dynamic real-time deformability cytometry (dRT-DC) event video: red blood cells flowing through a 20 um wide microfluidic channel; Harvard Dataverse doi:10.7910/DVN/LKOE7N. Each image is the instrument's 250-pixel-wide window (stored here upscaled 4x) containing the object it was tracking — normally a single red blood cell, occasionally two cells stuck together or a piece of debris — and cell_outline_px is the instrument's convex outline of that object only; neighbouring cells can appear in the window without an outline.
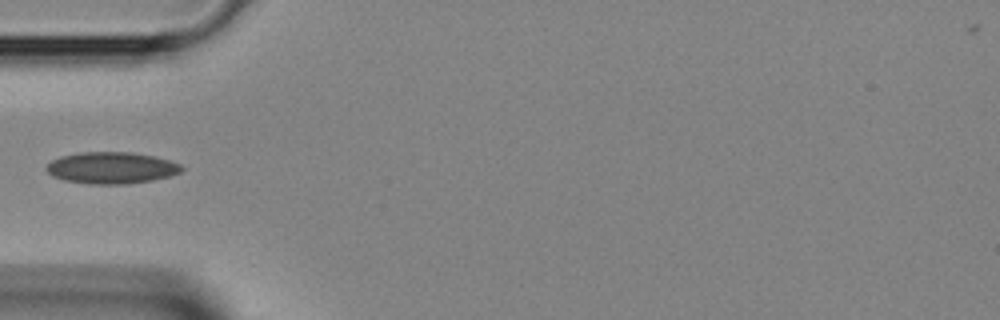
{"species": "Egyptian fruit bat (a non-hibernating species)", "species_latin": "Rousettus aegyptiacus", "temperature_condition": "room temperature", "stored_images_in_passage": 2, "camera_frame_rate_fps": 3000, "um_per_image_px": 0.085, "animal": {"sex": "female"}, "frame": {"image": 1, "passage_image": 2, "time_ms": 0.333, "image_size_px": [1000, 320], "cell_outline_px": [[184, 168], [180, 172], [168, 176], [152, 180], [124, 184], [88, 184], [64, 180], [52, 176], [44, 168], [52, 160], [60, 156], [84, 152], [132, 152], [156, 156], [180, 164]], "centroid_in_image_um": [9.46, 14.26], "position_along_channel_um": 75.5, "area_um2": 24.91}}